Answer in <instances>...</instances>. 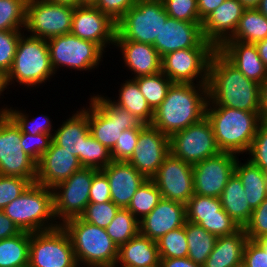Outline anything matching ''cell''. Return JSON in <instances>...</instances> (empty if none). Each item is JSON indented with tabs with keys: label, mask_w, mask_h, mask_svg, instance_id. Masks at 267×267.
I'll return each mask as SVG.
<instances>
[{
	"label": "cell",
	"mask_w": 267,
	"mask_h": 267,
	"mask_svg": "<svg viewBox=\"0 0 267 267\" xmlns=\"http://www.w3.org/2000/svg\"><path fill=\"white\" fill-rule=\"evenodd\" d=\"M82 265L78 264L77 267H81ZM84 267H102V266H92V265H85Z\"/></svg>",
	"instance_id": "68"
},
{
	"label": "cell",
	"mask_w": 267,
	"mask_h": 267,
	"mask_svg": "<svg viewBox=\"0 0 267 267\" xmlns=\"http://www.w3.org/2000/svg\"><path fill=\"white\" fill-rule=\"evenodd\" d=\"M161 199L158 187L152 179H147L137 189L127 209L140 221L152 211Z\"/></svg>",
	"instance_id": "38"
},
{
	"label": "cell",
	"mask_w": 267,
	"mask_h": 267,
	"mask_svg": "<svg viewBox=\"0 0 267 267\" xmlns=\"http://www.w3.org/2000/svg\"><path fill=\"white\" fill-rule=\"evenodd\" d=\"M21 130L7 115L0 116V175L36 181V162L24 152Z\"/></svg>",
	"instance_id": "14"
},
{
	"label": "cell",
	"mask_w": 267,
	"mask_h": 267,
	"mask_svg": "<svg viewBox=\"0 0 267 267\" xmlns=\"http://www.w3.org/2000/svg\"><path fill=\"white\" fill-rule=\"evenodd\" d=\"M256 9L267 18V0H260Z\"/></svg>",
	"instance_id": "63"
},
{
	"label": "cell",
	"mask_w": 267,
	"mask_h": 267,
	"mask_svg": "<svg viewBox=\"0 0 267 267\" xmlns=\"http://www.w3.org/2000/svg\"><path fill=\"white\" fill-rule=\"evenodd\" d=\"M8 108L7 115L16 123L20 128L21 132L28 133L31 135L36 134H47L53 135V124L51 119L46 115H39L38 117L29 118V114L25 113L24 110L17 109V107ZM41 116V121H40Z\"/></svg>",
	"instance_id": "41"
},
{
	"label": "cell",
	"mask_w": 267,
	"mask_h": 267,
	"mask_svg": "<svg viewBox=\"0 0 267 267\" xmlns=\"http://www.w3.org/2000/svg\"><path fill=\"white\" fill-rule=\"evenodd\" d=\"M265 251H267V237L256 241Z\"/></svg>",
	"instance_id": "65"
},
{
	"label": "cell",
	"mask_w": 267,
	"mask_h": 267,
	"mask_svg": "<svg viewBox=\"0 0 267 267\" xmlns=\"http://www.w3.org/2000/svg\"><path fill=\"white\" fill-rule=\"evenodd\" d=\"M160 259L182 258L188 256V244L184 226L169 231L156 241Z\"/></svg>",
	"instance_id": "40"
},
{
	"label": "cell",
	"mask_w": 267,
	"mask_h": 267,
	"mask_svg": "<svg viewBox=\"0 0 267 267\" xmlns=\"http://www.w3.org/2000/svg\"><path fill=\"white\" fill-rule=\"evenodd\" d=\"M186 220L217 237L232 235L241 229L223 210L220 198L211 196L194 194L186 204Z\"/></svg>",
	"instance_id": "18"
},
{
	"label": "cell",
	"mask_w": 267,
	"mask_h": 267,
	"mask_svg": "<svg viewBox=\"0 0 267 267\" xmlns=\"http://www.w3.org/2000/svg\"><path fill=\"white\" fill-rule=\"evenodd\" d=\"M119 209L113 201L104 203L89 202L80 217L88 223L105 229L111 223Z\"/></svg>",
	"instance_id": "44"
},
{
	"label": "cell",
	"mask_w": 267,
	"mask_h": 267,
	"mask_svg": "<svg viewBox=\"0 0 267 267\" xmlns=\"http://www.w3.org/2000/svg\"><path fill=\"white\" fill-rule=\"evenodd\" d=\"M185 234L188 244V258L194 263L203 265L214 249L217 236L209 233L199 224L186 220Z\"/></svg>",
	"instance_id": "34"
},
{
	"label": "cell",
	"mask_w": 267,
	"mask_h": 267,
	"mask_svg": "<svg viewBox=\"0 0 267 267\" xmlns=\"http://www.w3.org/2000/svg\"><path fill=\"white\" fill-rule=\"evenodd\" d=\"M169 17L177 20L202 23L197 0H162Z\"/></svg>",
	"instance_id": "46"
},
{
	"label": "cell",
	"mask_w": 267,
	"mask_h": 267,
	"mask_svg": "<svg viewBox=\"0 0 267 267\" xmlns=\"http://www.w3.org/2000/svg\"><path fill=\"white\" fill-rule=\"evenodd\" d=\"M89 100L90 133L110 151L123 130L145 126L138 117L115 105L111 97L94 94Z\"/></svg>",
	"instance_id": "7"
},
{
	"label": "cell",
	"mask_w": 267,
	"mask_h": 267,
	"mask_svg": "<svg viewBox=\"0 0 267 267\" xmlns=\"http://www.w3.org/2000/svg\"><path fill=\"white\" fill-rule=\"evenodd\" d=\"M69 235L58 227L30 233L28 267H77Z\"/></svg>",
	"instance_id": "10"
},
{
	"label": "cell",
	"mask_w": 267,
	"mask_h": 267,
	"mask_svg": "<svg viewBox=\"0 0 267 267\" xmlns=\"http://www.w3.org/2000/svg\"><path fill=\"white\" fill-rule=\"evenodd\" d=\"M27 35L23 32L20 36L13 65L6 75L7 86L17 82L34 89L56 75L50 63L47 40Z\"/></svg>",
	"instance_id": "5"
},
{
	"label": "cell",
	"mask_w": 267,
	"mask_h": 267,
	"mask_svg": "<svg viewBox=\"0 0 267 267\" xmlns=\"http://www.w3.org/2000/svg\"><path fill=\"white\" fill-rule=\"evenodd\" d=\"M169 153V136L149 124L140 130L137 146L127 162L151 179Z\"/></svg>",
	"instance_id": "20"
},
{
	"label": "cell",
	"mask_w": 267,
	"mask_h": 267,
	"mask_svg": "<svg viewBox=\"0 0 267 267\" xmlns=\"http://www.w3.org/2000/svg\"><path fill=\"white\" fill-rule=\"evenodd\" d=\"M52 142V135L36 134L31 135L21 132V146L26 154H28L36 163L41 156L49 149Z\"/></svg>",
	"instance_id": "51"
},
{
	"label": "cell",
	"mask_w": 267,
	"mask_h": 267,
	"mask_svg": "<svg viewBox=\"0 0 267 267\" xmlns=\"http://www.w3.org/2000/svg\"><path fill=\"white\" fill-rule=\"evenodd\" d=\"M52 135V141L78 157L83 166L84 140L91 134L89 128V107L73 112L60 124Z\"/></svg>",
	"instance_id": "28"
},
{
	"label": "cell",
	"mask_w": 267,
	"mask_h": 267,
	"mask_svg": "<svg viewBox=\"0 0 267 267\" xmlns=\"http://www.w3.org/2000/svg\"><path fill=\"white\" fill-rule=\"evenodd\" d=\"M168 17L162 0H136L117 22L115 40L153 45Z\"/></svg>",
	"instance_id": "8"
},
{
	"label": "cell",
	"mask_w": 267,
	"mask_h": 267,
	"mask_svg": "<svg viewBox=\"0 0 267 267\" xmlns=\"http://www.w3.org/2000/svg\"><path fill=\"white\" fill-rule=\"evenodd\" d=\"M24 30H1L0 31V71L5 75L10 71L17 44Z\"/></svg>",
	"instance_id": "45"
},
{
	"label": "cell",
	"mask_w": 267,
	"mask_h": 267,
	"mask_svg": "<svg viewBox=\"0 0 267 267\" xmlns=\"http://www.w3.org/2000/svg\"><path fill=\"white\" fill-rule=\"evenodd\" d=\"M47 1L57 4L69 5L73 7L79 6V0H47Z\"/></svg>",
	"instance_id": "60"
},
{
	"label": "cell",
	"mask_w": 267,
	"mask_h": 267,
	"mask_svg": "<svg viewBox=\"0 0 267 267\" xmlns=\"http://www.w3.org/2000/svg\"><path fill=\"white\" fill-rule=\"evenodd\" d=\"M145 97L148 105L154 111L167 96L173 82L161 71L157 74L140 76L134 79Z\"/></svg>",
	"instance_id": "37"
},
{
	"label": "cell",
	"mask_w": 267,
	"mask_h": 267,
	"mask_svg": "<svg viewBox=\"0 0 267 267\" xmlns=\"http://www.w3.org/2000/svg\"><path fill=\"white\" fill-rule=\"evenodd\" d=\"M245 9L239 0H225L202 21L204 39L218 49L235 33Z\"/></svg>",
	"instance_id": "24"
},
{
	"label": "cell",
	"mask_w": 267,
	"mask_h": 267,
	"mask_svg": "<svg viewBox=\"0 0 267 267\" xmlns=\"http://www.w3.org/2000/svg\"><path fill=\"white\" fill-rule=\"evenodd\" d=\"M201 24L168 17L153 46L161 57L180 49L215 48L204 39Z\"/></svg>",
	"instance_id": "21"
},
{
	"label": "cell",
	"mask_w": 267,
	"mask_h": 267,
	"mask_svg": "<svg viewBox=\"0 0 267 267\" xmlns=\"http://www.w3.org/2000/svg\"><path fill=\"white\" fill-rule=\"evenodd\" d=\"M97 171L95 168L83 167L52 188L54 216L59 225L84 213L90 202V187Z\"/></svg>",
	"instance_id": "12"
},
{
	"label": "cell",
	"mask_w": 267,
	"mask_h": 267,
	"mask_svg": "<svg viewBox=\"0 0 267 267\" xmlns=\"http://www.w3.org/2000/svg\"><path fill=\"white\" fill-rule=\"evenodd\" d=\"M30 232L0 240V267H28Z\"/></svg>",
	"instance_id": "35"
},
{
	"label": "cell",
	"mask_w": 267,
	"mask_h": 267,
	"mask_svg": "<svg viewBox=\"0 0 267 267\" xmlns=\"http://www.w3.org/2000/svg\"><path fill=\"white\" fill-rule=\"evenodd\" d=\"M170 153L182 161L195 165L219 154L210 122L206 117L169 137Z\"/></svg>",
	"instance_id": "15"
},
{
	"label": "cell",
	"mask_w": 267,
	"mask_h": 267,
	"mask_svg": "<svg viewBox=\"0 0 267 267\" xmlns=\"http://www.w3.org/2000/svg\"><path fill=\"white\" fill-rule=\"evenodd\" d=\"M140 267H162L161 263L153 264V265H147V266H140Z\"/></svg>",
	"instance_id": "67"
},
{
	"label": "cell",
	"mask_w": 267,
	"mask_h": 267,
	"mask_svg": "<svg viewBox=\"0 0 267 267\" xmlns=\"http://www.w3.org/2000/svg\"><path fill=\"white\" fill-rule=\"evenodd\" d=\"M98 0H79V6L81 5H91L94 6Z\"/></svg>",
	"instance_id": "64"
},
{
	"label": "cell",
	"mask_w": 267,
	"mask_h": 267,
	"mask_svg": "<svg viewBox=\"0 0 267 267\" xmlns=\"http://www.w3.org/2000/svg\"><path fill=\"white\" fill-rule=\"evenodd\" d=\"M82 168L77 156L52 141L49 149L36 163L35 183L53 188Z\"/></svg>",
	"instance_id": "22"
},
{
	"label": "cell",
	"mask_w": 267,
	"mask_h": 267,
	"mask_svg": "<svg viewBox=\"0 0 267 267\" xmlns=\"http://www.w3.org/2000/svg\"><path fill=\"white\" fill-rule=\"evenodd\" d=\"M246 9L257 8L260 0H239Z\"/></svg>",
	"instance_id": "61"
},
{
	"label": "cell",
	"mask_w": 267,
	"mask_h": 267,
	"mask_svg": "<svg viewBox=\"0 0 267 267\" xmlns=\"http://www.w3.org/2000/svg\"><path fill=\"white\" fill-rule=\"evenodd\" d=\"M7 111H8V106L7 105L5 107L3 106V108L0 109V116L7 114Z\"/></svg>",
	"instance_id": "66"
},
{
	"label": "cell",
	"mask_w": 267,
	"mask_h": 267,
	"mask_svg": "<svg viewBox=\"0 0 267 267\" xmlns=\"http://www.w3.org/2000/svg\"><path fill=\"white\" fill-rule=\"evenodd\" d=\"M246 160L242 163L237 159L235 173L242 181L249 206L254 210L267 197V173L249 159Z\"/></svg>",
	"instance_id": "32"
},
{
	"label": "cell",
	"mask_w": 267,
	"mask_h": 267,
	"mask_svg": "<svg viewBox=\"0 0 267 267\" xmlns=\"http://www.w3.org/2000/svg\"><path fill=\"white\" fill-rule=\"evenodd\" d=\"M89 201L93 203L111 201L109 181L101 170H98L93 176Z\"/></svg>",
	"instance_id": "53"
},
{
	"label": "cell",
	"mask_w": 267,
	"mask_h": 267,
	"mask_svg": "<svg viewBox=\"0 0 267 267\" xmlns=\"http://www.w3.org/2000/svg\"><path fill=\"white\" fill-rule=\"evenodd\" d=\"M207 106L259 112L260 84L246 78L218 50L209 63Z\"/></svg>",
	"instance_id": "1"
},
{
	"label": "cell",
	"mask_w": 267,
	"mask_h": 267,
	"mask_svg": "<svg viewBox=\"0 0 267 267\" xmlns=\"http://www.w3.org/2000/svg\"><path fill=\"white\" fill-rule=\"evenodd\" d=\"M9 89V87L7 86V82H6V75L0 71V97L2 94H4L3 92Z\"/></svg>",
	"instance_id": "62"
},
{
	"label": "cell",
	"mask_w": 267,
	"mask_h": 267,
	"mask_svg": "<svg viewBox=\"0 0 267 267\" xmlns=\"http://www.w3.org/2000/svg\"><path fill=\"white\" fill-rule=\"evenodd\" d=\"M267 38V18L256 8L245 9L235 33L227 41L255 44Z\"/></svg>",
	"instance_id": "36"
},
{
	"label": "cell",
	"mask_w": 267,
	"mask_h": 267,
	"mask_svg": "<svg viewBox=\"0 0 267 267\" xmlns=\"http://www.w3.org/2000/svg\"><path fill=\"white\" fill-rule=\"evenodd\" d=\"M112 161L110 150L91 134L84 140L83 167L101 170Z\"/></svg>",
	"instance_id": "43"
},
{
	"label": "cell",
	"mask_w": 267,
	"mask_h": 267,
	"mask_svg": "<svg viewBox=\"0 0 267 267\" xmlns=\"http://www.w3.org/2000/svg\"><path fill=\"white\" fill-rule=\"evenodd\" d=\"M21 231L30 233L59 226L54 216L52 188L33 183L2 209Z\"/></svg>",
	"instance_id": "6"
},
{
	"label": "cell",
	"mask_w": 267,
	"mask_h": 267,
	"mask_svg": "<svg viewBox=\"0 0 267 267\" xmlns=\"http://www.w3.org/2000/svg\"><path fill=\"white\" fill-rule=\"evenodd\" d=\"M248 240L243 228L232 235L218 236L203 267H240Z\"/></svg>",
	"instance_id": "29"
},
{
	"label": "cell",
	"mask_w": 267,
	"mask_h": 267,
	"mask_svg": "<svg viewBox=\"0 0 267 267\" xmlns=\"http://www.w3.org/2000/svg\"><path fill=\"white\" fill-rule=\"evenodd\" d=\"M143 127L123 130L121 136L117 139L114 147L110 151L113 161L127 162L137 146L139 132Z\"/></svg>",
	"instance_id": "47"
},
{
	"label": "cell",
	"mask_w": 267,
	"mask_h": 267,
	"mask_svg": "<svg viewBox=\"0 0 267 267\" xmlns=\"http://www.w3.org/2000/svg\"><path fill=\"white\" fill-rule=\"evenodd\" d=\"M61 226L70 237L78 264L82 267H115L119 248L106 229L88 223L81 217L71 218Z\"/></svg>",
	"instance_id": "4"
},
{
	"label": "cell",
	"mask_w": 267,
	"mask_h": 267,
	"mask_svg": "<svg viewBox=\"0 0 267 267\" xmlns=\"http://www.w3.org/2000/svg\"><path fill=\"white\" fill-rule=\"evenodd\" d=\"M244 267H267V251L256 241L248 240L243 252Z\"/></svg>",
	"instance_id": "54"
},
{
	"label": "cell",
	"mask_w": 267,
	"mask_h": 267,
	"mask_svg": "<svg viewBox=\"0 0 267 267\" xmlns=\"http://www.w3.org/2000/svg\"><path fill=\"white\" fill-rule=\"evenodd\" d=\"M185 222L186 205L162 198L152 211L139 221V233L156 242L169 231L184 226Z\"/></svg>",
	"instance_id": "23"
},
{
	"label": "cell",
	"mask_w": 267,
	"mask_h": 267,
	"mask_svg": "<svg viewBox=\"0 0 267 267\" xmlns=\"http://www.w3.org/2000/svg\"><path fill=\"white\" fill-rule=\"evenodd\" d=\"M31 184L25 178L0 175V210L18 198Z\"/></svg>",
	"instance_id": "48"
},
{
	"label": "cell",
	"mask_w": 267,
	"mask_h": 267,
	"mask_svg": "<svg viewBox=\"0 0 267 267\" xmlns=\"http://www.w3.org/2000/svg\"><path fill=\"white\" fill-rule=\"evenodd\" d=\"M74 9L73 6L47 0H27L24 32L46 40L69 34Z\"/></svg>",
	"instance_id": "11"
},
{
	"label": "cell",
	"mask_w": 267,
	"mask_h": 267,
	"mask_svg": "<svg viewBox=\"0 0 267 267\" xmlns=\"http://www.w3.org/2000/svg\"><path fill=\"white\" fill-rule=\"evenodd\" d=\"M105 229L119 248L139 233V221L128 209L120 208Z\"/></svg>",
	"instance_id": "39"
},
{
	"label": "cell",
	"mask_w": 267,
	"mask_h": 267,
	"mask_svg": "<svg viewBox=\"0 0 267 267\" xmlns=\"http://www.w3.org/2000/svg\"><path fill=\"white\" fill-rule=\"evenodd\" d=\"M259 118L267 126V78L260 84Z\"/></svg>",
	"instance_id": "57"
},
{
	"label": "cell",
	"mask_w": 267,
	"mask_h": 267,
	"mask_svg": "<svg viewBox=\"0 0 267 267\" xmlns=\"http://www.w3.org/2000/svg\"><path fill=\"white\" fill-rule=\"evenodd\" d=\"M117 23L98 8L91 5L75 7L71 34L96 43L104 52L109 45L115 44Z\"/></svg>",
	"instance_id": "19"
},
{
	"label": "cell",
	"mask_w": 267,
	"mask_h": 267,
	"mask_svg": "<svg viewBox=\"0 0 267 267\" xmlns=\"http://www.w3.org/2000/svg\"><path fill=\"white\" fill-rule=\"evenodd\" d=\"M249 159L257 165L263 172L267 173V126L260 124L249 151Z\"/></svg>",
	"instance_id": "50"
},
{
	"label": "cell",
	"mask_w": 267,
	"mask_h": 267,
	"mask_svg": "<svg viewBox=\"0 0 267 267\" xmlns=\"http://www.w3.org/2000/svg\"><path fill=\"white\" fill-rule=\"evenodd\" d=\"M101 171L109 181L111 201L119 208L127 209L137 189L147 180L143 174L125 161H112Z\"/></svg>",
	"instance_id": "25"
},
{
	"label": "cell",
	"mask_w": 267,
	"mask_h": 267,
	"mask_svg": "<svg viewBox=\"0 0 267 267\" xmlns=\"http://www.w3.org/2000/svg\"><path fill=\"white\" fill-rule=\"evenodd\" d=\"M219 198L223 210L239 225L240 228H244L249 221L253 210L247 202L242 181L235 172L227 181Z\"/></svg>",
	"instance_id": "31"
},
{
	"label": "cell",
	"mask_w": 267,
	"mask_h": 267,
	"mask_svg": "<svg viewBox=\"0 0 267 267\" xmlns=\"http://www.w3.org/2000/svg\"><path fill=\"white\" fill-rule=\"evenodd\" d=\"M206 118L211 124L221 152L247 154L259 127V112L225 106H207Z\"/></svg>",
	"instance_id": "3"
},
{
	"label": "cell",
	"mask_w": 267,
	"mask_h": 267,
	"mask_svg": "<svg viewBox=\"0 0 267 267\" xmlns=\"http://www.w3.org/2000/svg\"><path fill=\"white\" fill-rule=\"evenodd\" d=\"M243 229L249 240L257 241L267 237V197L253 210L249 221Z\"/></svg>",
	"instance_id": "49"
},
{
	"label": "cell",
	"mask_w": 267,
	"mask_h": 267,
	"mask_svg": "<svg viewBox=\"0 0 267 267\" xmlns=\"http://www.w3.org/2000/svg\"><path fill=\"white\" fill-rule=\"evenodd\" d=\"M163 199L187 204L194 195L193 165L169 153L151 178Z\"/></svg>",
	"instance_id": "16"
},
{
	"label": "cell",
	"mask_w": 267,
	"mask_h": 267,
	"mask_svg": "<svg viewBox=\"0 0 267 267\" xmlns=\"http://www.w3.org/2000/svg\"><path fill=\"white\" fill-rule=\"evenodd\" d=\"M50 63L55 74L61 67L77 71L98 68L105 53L96 43L71 33L47 39Z\"/></svg>",
	"instance_id": "9"
},
{
	"label": "cell",
	"mask_w": 267,
	"mask_h": 267,
	"mask_svg": "<svg viewBox=\"0 0 267 267\" xmlns=\"http://www.w3.org/2000/svg\"><path fill=\"white\" fill-rule=\"evenodd\" d=\"M216 50L188 48L169 52L162 57L161 72L173 83L207 85L209 63Z\"/></svg>",
	"instance_id": "13"
},
{
	"label": "cell",
	"mask_w": 267,
	"mask_h": 267,
	"mask_svg": "<svg viewBox=\"0 0 267 267\" xmlns=\"http://www.w3.org/2000/svg\"><path fill=\"white\" fill-rule=\"evenodd\" d=\"M135 2L136 0H98L94 6L117 23Z\"/></svg>",
	"instance_id": "52"
},
{
	"label": "cell",
	"mask_w": 267,
	"mask_h": 267,
	"mask_svg": "<svg viewBox=\"0 0 267 267\" xmlns=\"http://www.w3.org/2000/svg\"><path fill=\"white\" fill-rule=\"evenodd\" d=\"M217 50L249 80L261 84L267 78V68L255 44L225 41Z\"/></svg>",
	"instance_id": "26"
},
{
	"label": "cell",
	"mask_w": 267,
	"mask_h": 267,
	"mask_svg": "<svg viewBox=\"0 0 267 267\" xmlns=\"http://www.w3.org/2000/svg\"><path fill=\"white\" fill-rule=\"evenodd\" d=\"M114 46L120 49L123 63L133 75L132 79L161 71L162 57L152 44L115 40Z\"/></svg>",
	"instance_id": "27"
},
{
	"label": "cell",
	"mask_w": 267,
	"mask_h": 267,
	"mask_svg": "<svg viewBox=\"0 0 267 267\" xmlns=\"http://www.w3.org/2000/svg\"><path fill=\"white\" fill-rule=\"evenodd\" d=\"M225 0H197L200 20L203 21Z\"/></svg>",
	"instance_id": "56"
},
{
	"label": "cell",
	"mask_w": 267,
	"mask_h": 267,
	"mask_svg": "<svg viewBox=\"0 0 267 267\" xmlns=\"http://www.w3.org/2000/svg\"><path fill=\"white\" fill-rule=\"evenodd\" d=\"M160 262L157 243L138 233L118 249L115 267H140Z\"/></svg>",
	"instance_id": "30"
},
{
	"label": "cell",
	"mask_w": 267,
	"mask_h": 267,
	"mask_svg": "<svg viewBox=\"0 0 267 267\" xmlns=\"http://www.w3.org/2000/svg\"><path fill=\"white\" fill-rule=\"evenodd\" d=\"M21 232L19 227L0 210V240L14 237Z\"/></svg>",
	"instance_id": "55"
},
{
	"label": "cell",
	"mask_w": 267,
	"mask_h": 267,
	"mask_svg": "<svg viewBox=\"0 0 267 267\" xmlns=\"http://www.w3.org/2000/svg\"><path fill=\"white\" fill-rule=\"evenodd\" d=\"M27 0H0V31L24 30Z\"/></svg>",
	"instance_id": "42"
},
{
	"label": "cell",
	"mask_w": 267,
	"mask_h": 267,
	"mask_svg": "<svg viewBox=\"0 0 267 267\" xmlns=\"http://www.w3.org/2000/svg\"><path fill=\"white\" fill-rule=\"evenodd\" d=\"M125 82V83H124ZM121 83L118 90L119 96L115 97L113 103L123 109L128 110L131 114L138 117L145 125L152 123L154 111L148 105L145 97L140 92L139 86L134 79H127Z\"/></svg>",
	"instance_id": "33"
},
{
	"label": "cell",
	"mask_w": 267,
	"mask_h": 267,
	"mask_svg": "<svg viewBox=\"0 0 267 267\" xmlns=\"http://www.w3.org/2000/svg\"><path fill=\"white\" fill-rule=\"evenodd\" d=\"M160 263L162 267H203V265L194 263L188 257L160 259Z\"/></svg>",
	"instance_id": "58"
},
{
	"label": "cell",
	"mask_w": 267,
	"mask_h": 267,
	"mask_svg": "<svg viewBox=\"0 0 267 267\" xmlns=\"http://www.w3.org/2000/svg\"><path fill=\"white\" fill-rule=\"evenodd\" d=\"M259 56L267 68V38L255 43Z\"/></svg>",
	"instance_id": "59"
},
{
	"label": "cell",
	"mask_w": 267,
	"mask_h": 267,
	"mask_svg": "<svg viewBox=\"0 0 267 267\" xmlns=\"http://www.w3.org/2000/svg\"><path fill=\"white\" fill-rule=\"evenodd\" d=\"M208 101L207 85L173 83L151 125L170 137L206 117Z\"/></svg>",
	"instance_id": "2"
},
{
	"label": "cell",
	"mask_w": 267,
	"mask_h": 267,
	"mask_svg": "<svg viewBox=\"0 0 267 267\" xmlns=\"http://www.w3.org/2000/svg\"><path fill=\"white\" fill-rule=\"evenodd\" d=\"M238 156L220 152L193 165L194 194L219 198L235 172Z\"/></svg>",
	"instance_id": "17"
}]
</instances>
